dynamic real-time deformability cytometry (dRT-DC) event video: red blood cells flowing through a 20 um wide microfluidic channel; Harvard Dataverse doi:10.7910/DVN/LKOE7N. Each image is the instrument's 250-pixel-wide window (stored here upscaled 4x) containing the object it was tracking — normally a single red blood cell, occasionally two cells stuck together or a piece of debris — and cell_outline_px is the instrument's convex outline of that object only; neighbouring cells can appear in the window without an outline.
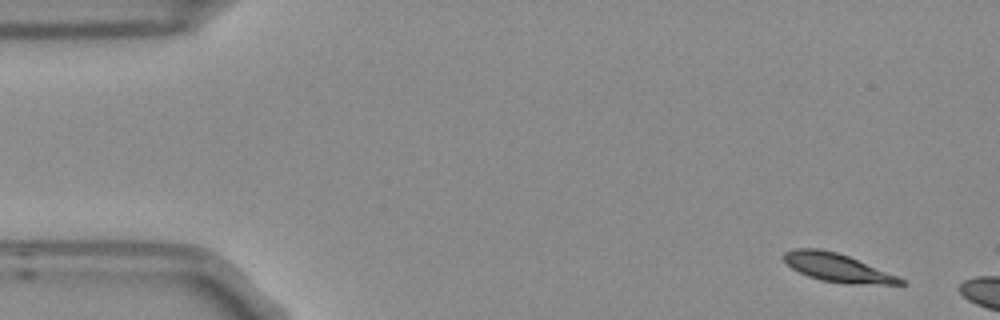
{"species": "Egyptian fruit bat (a non-hibernating species)", "species_latin": "Rousettus aegyptiacus", "temperature_condition": "room temperature", "stored_images_in_passage": 3, "camera_frame_rate_fps": 3000, "um_per_image_px": 0.085, "frame": {"image": 1, "passage_image": 1, "time_ms": 0.0, "image_size_px": [1000, 320], "cell_outline_px": [[908, 284], [848, 284], [820, 280], [808, 276], [792, 268], [780, 256], [784, 252], [796, 248], [816, 248], [836, 252], [848, 256], [896, 276], [904, 280]], "centroid_in_image_um": [71.11, 22.75], "position_along_channel_um": 13.9, "area_um2": 18.96}}